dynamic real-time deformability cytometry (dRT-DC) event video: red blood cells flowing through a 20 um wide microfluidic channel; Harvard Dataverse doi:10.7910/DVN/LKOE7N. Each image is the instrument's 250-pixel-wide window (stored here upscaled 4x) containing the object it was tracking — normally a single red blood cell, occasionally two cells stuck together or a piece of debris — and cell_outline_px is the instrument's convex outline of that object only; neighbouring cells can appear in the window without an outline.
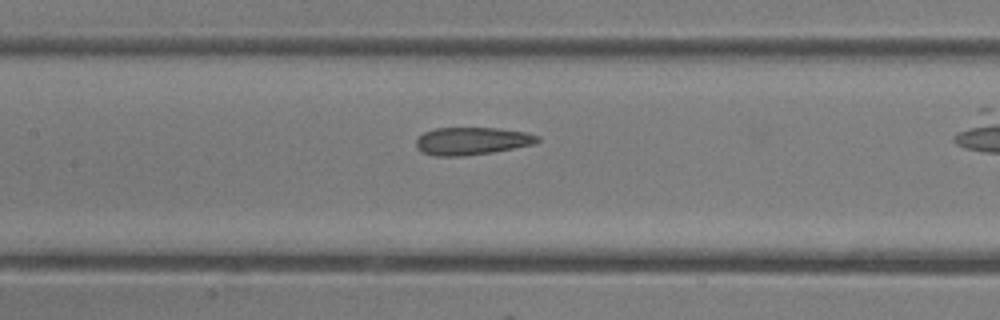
{"species": "common noctule bat (a hibernating species)", "species_latin": "Nyctalus noctula", "temperature_condition": "room temperature", "stored_images_in_passage": 12, "camera_frame_rate_fps": 3000, "um_per_image_px": 0.085, "animal": {"sex": "female"}, "frame": {"image": 1, "passage_image": 9, "time_ms": 2.667, "image_size_px": [1000, 320], "cell_outline_px": [[540, 140], [532, 144], [492, 152], [464, 156], [436, 156], [420, 152], [416, 144], [416, 140], [424, 132], [436, 128], [500, 128], [524, 132], [540, 136]], "centroid_in_image_um": [40.08, 11.98], "position_along_channel_um": 167.3, "area_um2": 19.42}}
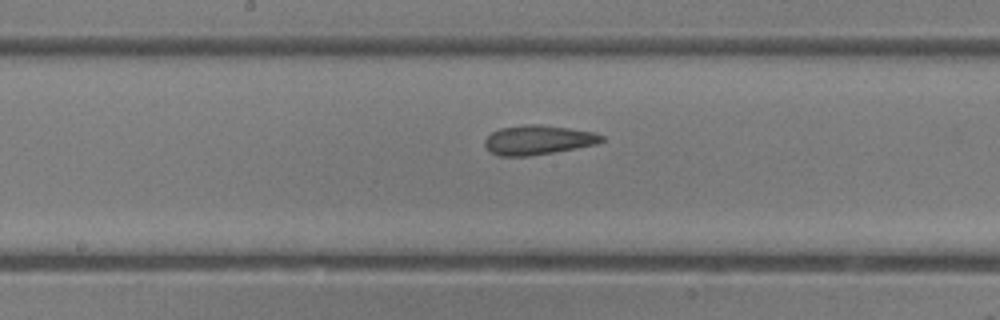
{"frame": {"image": 2, "passage_image": 11, "time_ms": 3.333, "image_size_px": [1000, 320], "cell_outline_px": [[604, 140], [596, 144], [576, 148], [528, 156], [500, 156], [492, 152], [484, 144], [484, 140], [492, 132], [500, 128], [524, 124], [540, 124], [596, 132], [604, 136]], "centroid_in_image_um": [45.75, 11.88], "position_along_channel_um": 202.5, "area_um2": 19.94}}